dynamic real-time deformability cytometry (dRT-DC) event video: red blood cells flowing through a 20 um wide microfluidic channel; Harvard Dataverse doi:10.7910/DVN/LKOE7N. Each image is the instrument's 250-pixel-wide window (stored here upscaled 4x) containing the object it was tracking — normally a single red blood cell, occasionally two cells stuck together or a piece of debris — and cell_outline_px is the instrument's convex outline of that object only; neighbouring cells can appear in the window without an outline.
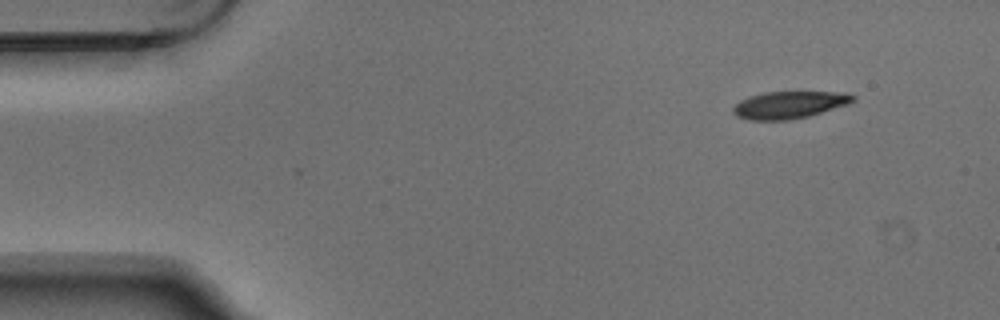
{"species": "Egyptian fruit bat (a non-hibernating species)", "species_latin": "Rousettus aegyptiacus", "temperature_condition": "warm", "stored_images_in_passage": 5, "camera_frame_rate_fps": 3000, "um_per_image_px": 0.085, "animal": {"sex": "male"}, "frame": {"image": 1, "passage_image": 1, "time_ms": 0.0, "image_size_px": [1000, 320], "cell_outline_px": [[856, 100], [848, 104], [808, 116], [788, 120], [752, 120], [736, 116], [732, 112], [732, 108], [740, 100], [748, 96], [764, 92], [848, 92], [856, 96]], "centroid_in_image_um": [67.09, 8.9], "position_along_channel_um": 17.9, "area_um2": 19.07}}
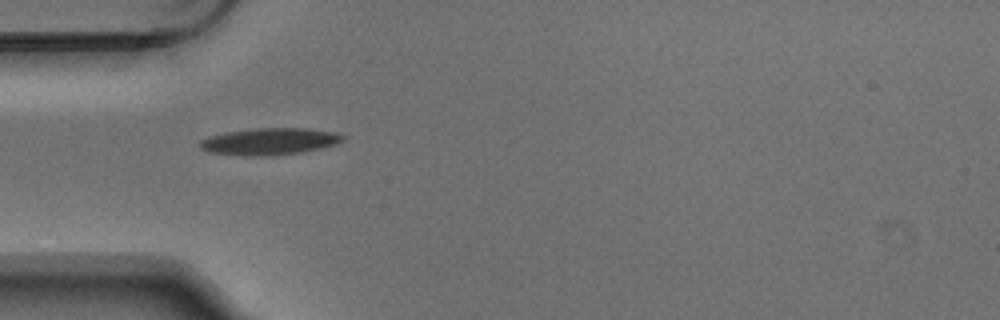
{"frame": {"image": 2, "passage_image": 4, "time_ms": 1.0, "image_size_px": [1000, 320], "cell_outline_px": [[344, 140], [336, 144], [304, 152], [268, 156], [244, 156], [208, 152], [200, 148], [200, 140], [224, 132], [260, 128], [304, 128], [332, 132], [344, 136]], "centroid_in_image_um": [22.89, 12.03], "position_along_channel_um": 62.1, "area_um2": 22.25}}
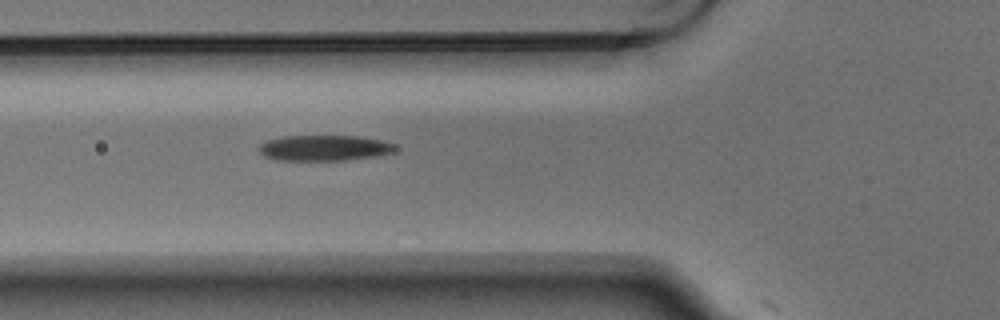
{"frame": {"image": 3, "passage_image": 5, "time_ms": 1.333, "image_size_px": [1000, 320], "cell_outline_px": [[396, 148], [392, 152], [376, 156], [344, 160], [276, 160], [264, 156], [256, 148], [260, 144], [268, 140], [284, 136], [356, 136], [380, 140], [396, 144]], "centroid_in_image_um": [27.53, 12.58], "position_along_channel_um": 98.3, "area_um2": 20.29}}